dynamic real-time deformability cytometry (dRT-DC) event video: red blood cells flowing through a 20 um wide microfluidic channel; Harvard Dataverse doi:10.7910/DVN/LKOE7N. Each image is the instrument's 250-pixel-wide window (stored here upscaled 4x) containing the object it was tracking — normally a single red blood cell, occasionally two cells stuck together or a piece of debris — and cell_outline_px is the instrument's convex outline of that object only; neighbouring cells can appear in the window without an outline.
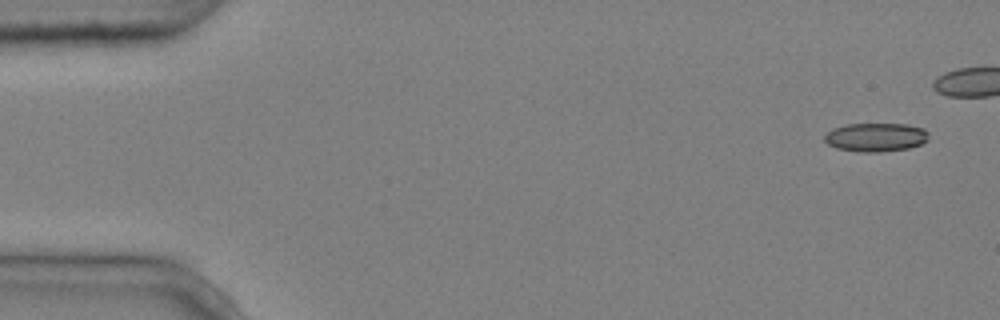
{"species": "common noctule bat (a hibernating species)", "species_latin": "Nyctalus noctula", "temperature_condition": "cold", "stored_images_in_passage": 6, "camera_frame_rate_fps": 3000, "um_per_image_px": 0.085, "animal": {"sex": "male", "body_mass_g": 20.4}, "frame": {"image": 1, "passage_image": 1, "time_ms": 0.0, "image_size_px": [1000, 320], "cell_outline_px": [[928, 140], [920, 144], [908, 148], [880, 152], [860, 152], [836, 148], [828, 144], [824, 140], [824, 136], [832, 128], [844, 124], [908, 124], [924, 128], [928, 132]], "centroid_in_image_um": [74.43, 11.66], "position_along_channel_um": 10.6, "area_um2": 17.51}}